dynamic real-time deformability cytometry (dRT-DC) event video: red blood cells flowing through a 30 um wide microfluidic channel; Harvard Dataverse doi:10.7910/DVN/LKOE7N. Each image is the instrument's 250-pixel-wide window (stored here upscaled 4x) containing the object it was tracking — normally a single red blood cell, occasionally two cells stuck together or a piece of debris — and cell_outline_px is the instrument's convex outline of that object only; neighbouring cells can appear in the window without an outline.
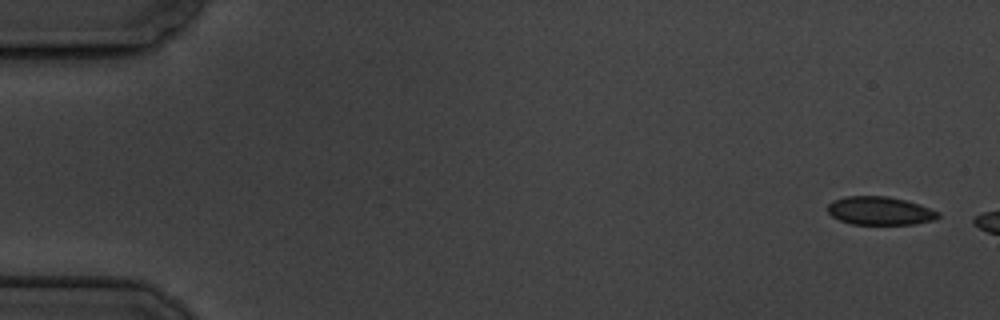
{"species": "common noctule bat (a hibernating species)", "species_latin": "Nyctalus noctula", "temperature_condition": "cold", "stored_images_in_passage": 5, "camera_frame_rate_fps": 3000, "um_per_image_px": 0.085, "animal": {"sex": "male", "body_mass_g": 19.5, "forearm_length_mm": 54.6}, "frame": {"image": 1, "passage_image": 1, "time_ms": 0.0, "image_size_px": [1000, 320], "cell_outline_px": [[940, 216], [936, 220], [916, 224], [852, 224], [840, 220], [832, 216], [828, 212], [828, 204], [832, 200], [844, 196], [888, 196], [920, 204], [940, 212]], "centroid_in_image_um": [74.81, 17.91], "position_along_channel_um": 10.2, "area_um2": 18.38}}